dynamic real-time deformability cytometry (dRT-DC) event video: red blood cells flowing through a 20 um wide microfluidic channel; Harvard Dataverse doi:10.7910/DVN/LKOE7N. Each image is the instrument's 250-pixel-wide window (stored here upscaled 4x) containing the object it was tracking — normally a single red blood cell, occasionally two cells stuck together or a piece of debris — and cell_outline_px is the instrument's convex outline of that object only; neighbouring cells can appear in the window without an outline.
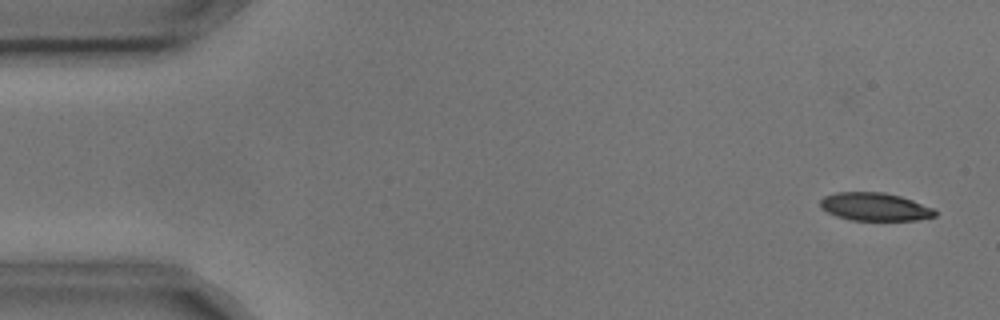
{"species": "common noctule bat (a hibernating species)", "species_latin": "Nyctalus noctula", "temperature_condition": "cold", "stored_images_in_passage": 8, "camera_frame_rate_fps": 3000, "um_per_image_px": 0.085, "animal": {"sex": "male", "body_mass_g": 17.9, "forearm_length_mm": 54.2}, "frame": {"image": 1, "passage_image": 1, "time_ms": 0.0, "image_size_px": [1000, 320], "cell_outline_px": [[936, 216], [916, 220], [852, 220], [836, 216], [820, 208], [820, 200], [824, 196], [836, 192], [884, 192], [900, 196], [912, 200], [932, 208], [936, 212]], "centroid_in_image_um": [74.33, 17.57], "position_along_channel_um": 10.7, "area_um2": 18.67}}
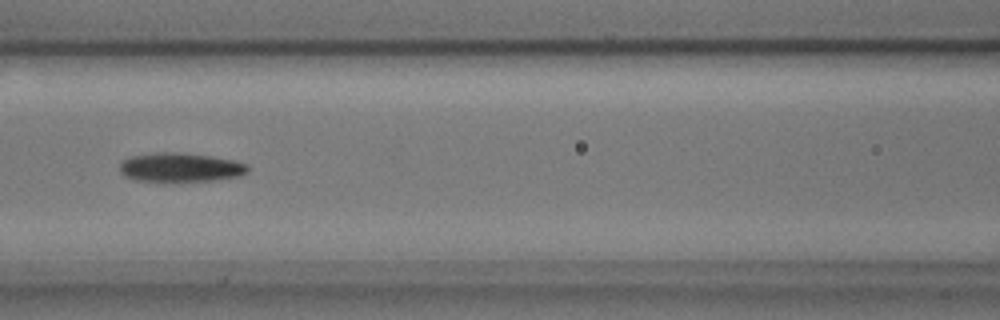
{"frame": {"image": 2, "passage_image": 7, "time_ms": 2.0, "image_size_px": [1000, 320], "cell_outline_px": [[248, 172], [240, 176], [212, 180], [136, 180], [124, 176], [120, 172], [120, 164], [124, 160], [132, 156], [160, 152], [172, 152], [212, 156], [232, 160], [248, 164]], "centroid_in_image_um": [15.35, 14.21], "position_along_channel_um": 151.3, "area_um2": 21.15}}
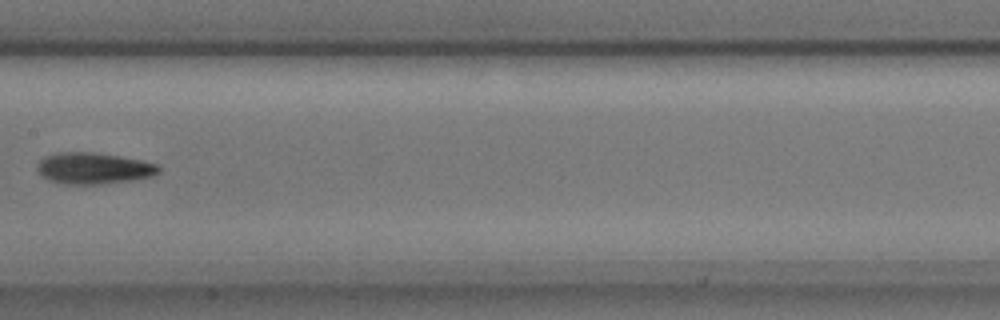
{"frame": {"image": 3, "passage_image": 8, "time_ms": 2.333, "image_size_px": [1000, 320], "cell_outline_px": [[160, 172], [152, 176], [132, 180], [100, 184], [68, 184], [48, 180], [40, 176], [36, 168], [36, 164], [44, 156], [56, 152], [92, 152], [120, 156], [144, 160], [160, 164]], "centroid_in_image_um": [7.95, 14.29], "position_along_channel_um": 199.4, "area_um2": 22.54}}